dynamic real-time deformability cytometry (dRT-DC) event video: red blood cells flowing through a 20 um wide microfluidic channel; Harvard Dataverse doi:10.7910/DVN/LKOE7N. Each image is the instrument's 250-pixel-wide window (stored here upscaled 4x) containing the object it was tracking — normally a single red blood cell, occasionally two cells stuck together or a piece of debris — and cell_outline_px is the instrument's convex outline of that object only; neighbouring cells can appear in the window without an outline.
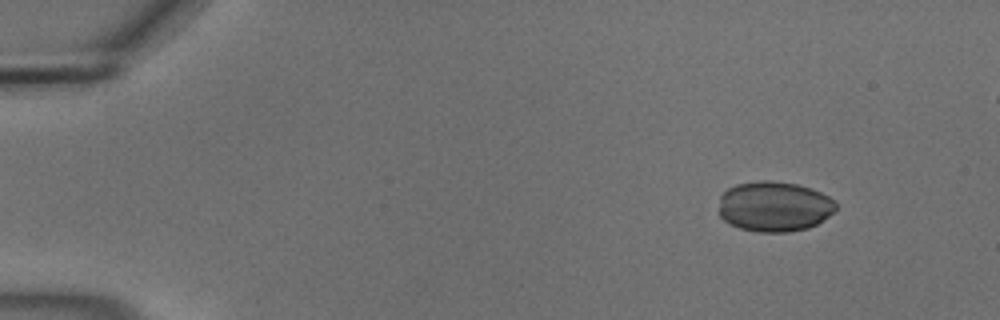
{"species": "common noctule bat (a hibernating species)", "species_latin": "Nyctalus noctula", "temperature_condition": "cold", "stored_images_in_passage": 54, "camera_frame_rate_fps": 3000, "um_per_image_px": 0.085, "animal": {"sex": "male", "body_mass_g": 18.8}, "frame": {"image": 1, "passage_image": 5, "time_ms": 1.333, "image_size_px": [1000, 320], "cell_outline_px": [[836, 208], [824, 220], [808, 228], [788, 232], [756, 232], [740, 228], [724, 220], [720, 216], [720, 196], [728, 188], [736, 184], [760, 180], [772, 180], [796, 184], [812, 188], [836, 200]], "centroid_in_image_um": [65.82, 17.54], "position_along_channel_um": 19.2, "area_um2": 34.39}}
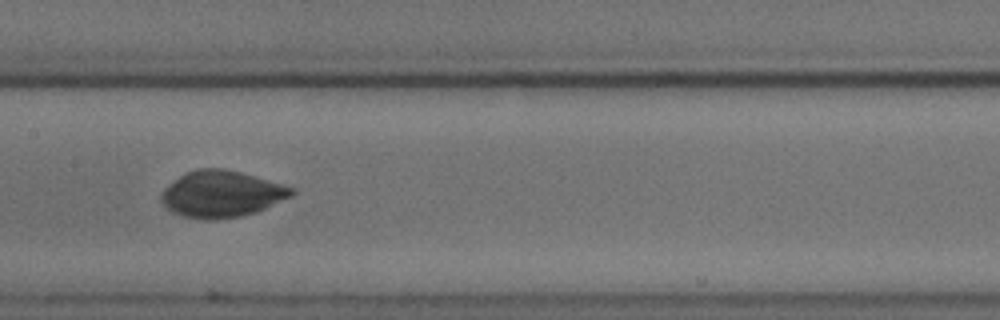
{"frame": {"image": 2, "passage_image": 27, "time_ms": 8.667, "image_size_px": [1000, 320], "cell_outline_px": [[296, 192], [292, 196], [256, 212], [240, 216], [212, 220], [184, 216], [172, 212], [160, 200], [160, 196], [164, 188], [168, 184], [184, 172], [200, 168], [224, 168], [240, 172], [296, 188]], "centroid_in_image_um": [18.83, 16.48], "position_along_channel_um": 188.6, "area_um2": 35.26}}
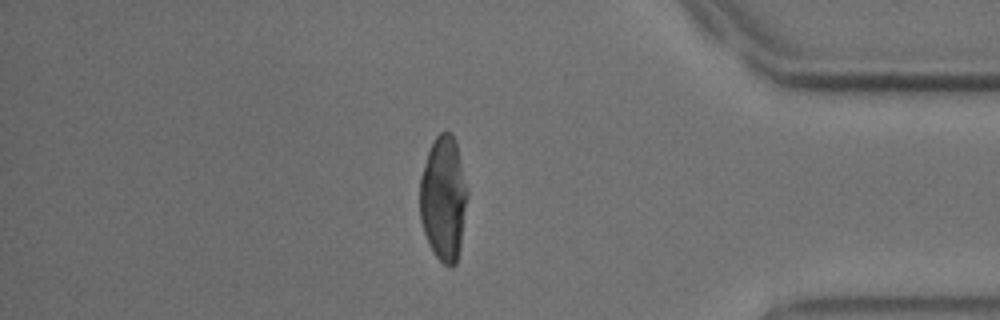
{"frame": {"image": 3, "passage_image": 46, "time_ms": 15.0, "image_size_px": [1000, 320], "cell_outline_px": [[468, 196], [460, 252], [456, 264], [452, 268], [448, 268], [436, 256], [428, 244], [420, 220], [420, 176], [428, 152], [436, 136], [440, 132], [452, 132], [456, 140], [468, 192]], "centroid_in_image_um": [37.71, 16.9], "position_along_channel_um": 397.5, "area_um2": 34.97}}